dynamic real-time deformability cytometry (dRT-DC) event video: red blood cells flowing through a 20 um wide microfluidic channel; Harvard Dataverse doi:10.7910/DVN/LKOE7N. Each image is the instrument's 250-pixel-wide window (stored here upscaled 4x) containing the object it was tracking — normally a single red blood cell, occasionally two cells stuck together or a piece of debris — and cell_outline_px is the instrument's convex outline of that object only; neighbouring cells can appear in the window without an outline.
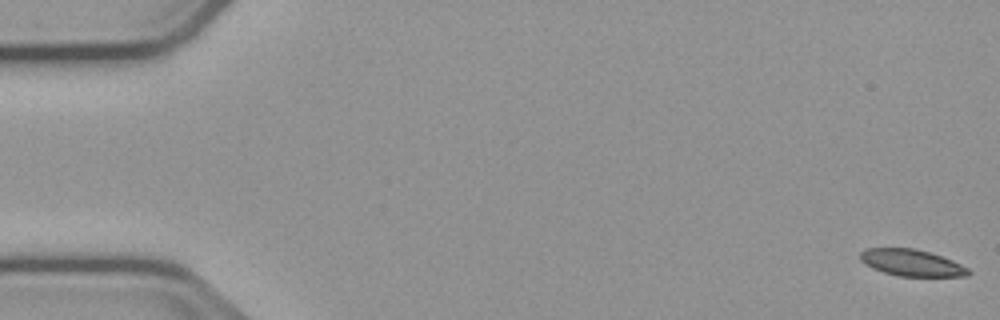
{"species": "common noctule bat (a hibernating species)", "species_latin": "Nyctalus noctula", "temperature_condition": "cold", "stored_images_in_passage": 55, "camera_frame_rate_fps": 3000, "um_per_image_px": 0.085, "animal": {"sex": "male", "body_mass_g": 23.1, "forearm_length_mm": 52.7}, "frame": {"image": 1, "passage_image": 1, "time_ms": 0.0, "image_size_px": [1000, 320], "cell_outline_px": [[972, 272], [968, 276], [900, 276], [884, 272], [872, 268], [860, 260], [860, 252], [864, 248], [912, 248], [928, 252], [952, 260], [968, 268]], "centroid_in_image_um": [77.47, 22.33], "position_along_channel_um": 7.5, "area_um2": 16.65}}
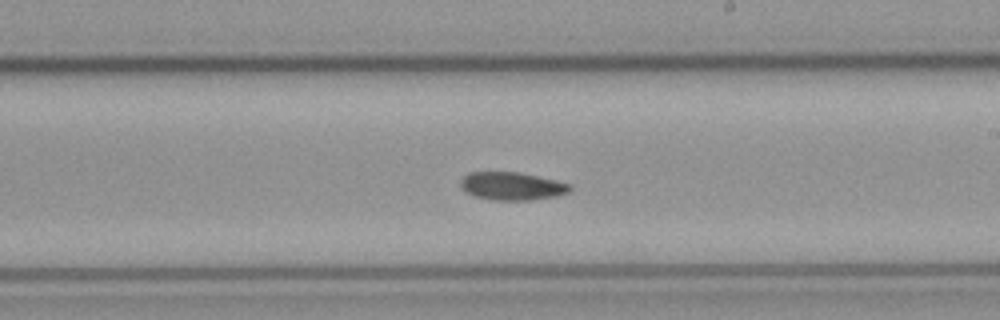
{"frame": {"image": 2, "passage_image": 32, "time_ms": 10.333, "image_size_px": [1000, 320], "cell_outline_px": [[572, 188], [568, 192], [556, 196], [532, 200], [492, 200], [472, 196], [464, 192], [460, 188], [460, 180], [468, 172], [516, 172], [556, 180], [572, 184]], "centroid_in_image_um": [43.47, 15.83], "position_along_channel_um": 245.5, "area_um2": 18.03}}
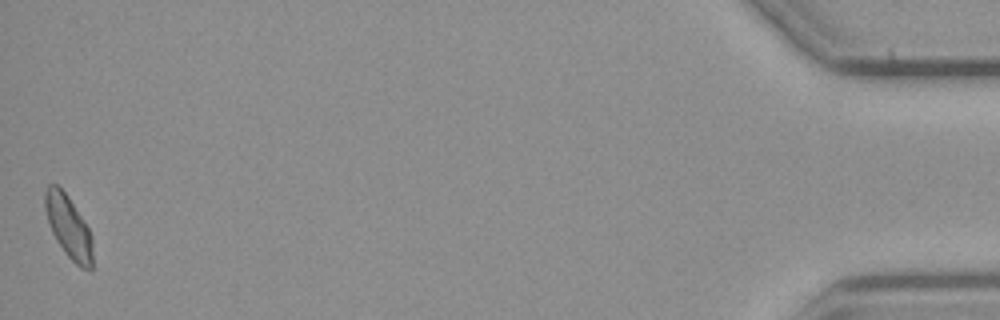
{"frame": {"image": 3, "passage_image": 55, "time_ms": 18.0, "image_size_px": [1000, 320], "cell_outline_px": [[92, 268], [80, 268], [64, 252], [56, 240], [52, 232], [44, 208], [44, 192], [48, 184], [56, 184], [68, 196], [88, 228], [92, 236]], "centroid_in_image_um": [5.8, 19.26], "position_along_channel_um": 429.4, "area_um2": 17.17}, "authors_computed_cell_mechanics": {"area_um2": 17.8024, "velocity_mm_per_s": 3.7366, "shape_relaxation_time_tau1_ms": 7.7034, "shape_relaxation_time_tau2_ms": null, "deformation_change_tau1": 0.1256, "deformation_change_tau2": null}}